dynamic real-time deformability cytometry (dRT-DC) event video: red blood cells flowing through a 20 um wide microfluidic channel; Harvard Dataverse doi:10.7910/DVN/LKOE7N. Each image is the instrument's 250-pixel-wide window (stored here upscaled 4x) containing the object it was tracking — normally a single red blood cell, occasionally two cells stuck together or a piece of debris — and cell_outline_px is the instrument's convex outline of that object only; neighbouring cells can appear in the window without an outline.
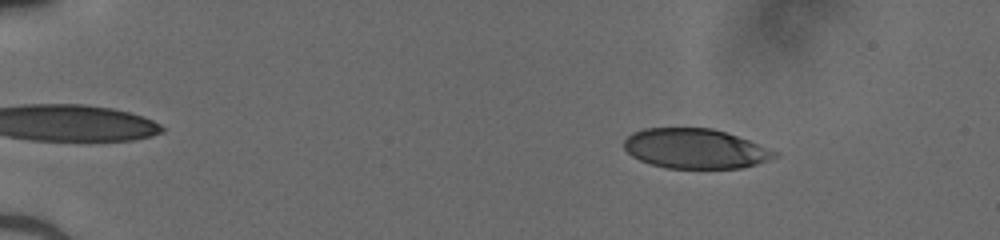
{"species": "human", "species_latin": "Homo sapiens", "temperature_condition": "cold", "stored_images_in_passage": 48, "camera_frame_rate_fps": 3000, "um_per_image_px": 0.085, "donor": {"sex": "male"}, "frame": {"image": 1, "passage_image": 6, "time_ms": 1.667, "image_size_px": [1000, 240], "cell_outline_px": [[780, 152], [776, 156], [756, 164], [740, 168], [668, 168], [652, 164], [640, 160], [632, 156], [624, 148], [624, 140], [632, 132], [644, 128], [712, 128], [748, 140]], "centroid_in_image_um": [59.07, 12.63], "position_along_channel_um": 25.9, "area_um2": 34.68}}
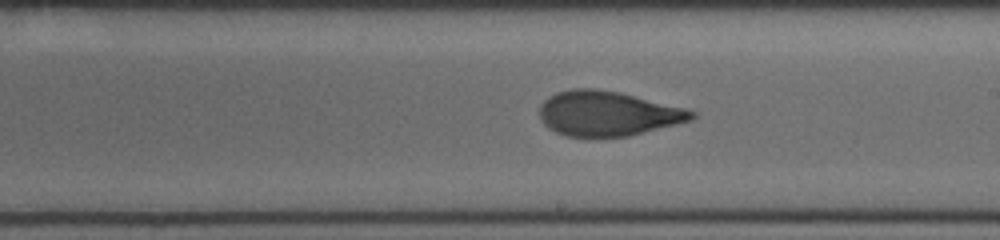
{"frame": {"image": 2, "passage_image": 29, "time_ms": 9.333, "image_size_px": [1000, 240], "cell_outline_px": [[696, 116], [692, 120], [628, 136], [568, 136], [556, 132], [548, 128], [540, 120], [540, 104], [548, 96], [556, 92], [572, 88], [596, 88], [620, 92], [684, 108], [696, 112]], "centroid_in_image_um": [51.62, 9.63], "position_along_channel_um": 237.4, "area_um2": 39.59}}
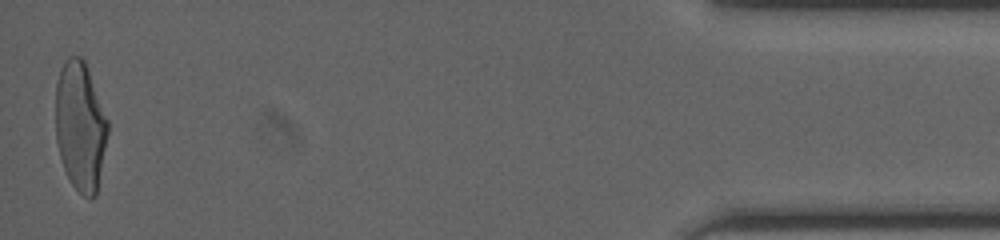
{"frame": {"image": 3, "passage_image": 48, "time_ms": 15.667, "image_size_px": [1000, 240], "cell_outline_px": [[108, 132], [96, 196], [84, 196], [72, 184], [64, 168], [60, 156], [56, 140], [56, 80], [64, 60], [68, 56], [80, 56], [84, 60], [108, 120]], "centroid_in_image_um": [6.81, 10.69], "position_along_channel_um": 428.4, "area_um2": 38.96}}